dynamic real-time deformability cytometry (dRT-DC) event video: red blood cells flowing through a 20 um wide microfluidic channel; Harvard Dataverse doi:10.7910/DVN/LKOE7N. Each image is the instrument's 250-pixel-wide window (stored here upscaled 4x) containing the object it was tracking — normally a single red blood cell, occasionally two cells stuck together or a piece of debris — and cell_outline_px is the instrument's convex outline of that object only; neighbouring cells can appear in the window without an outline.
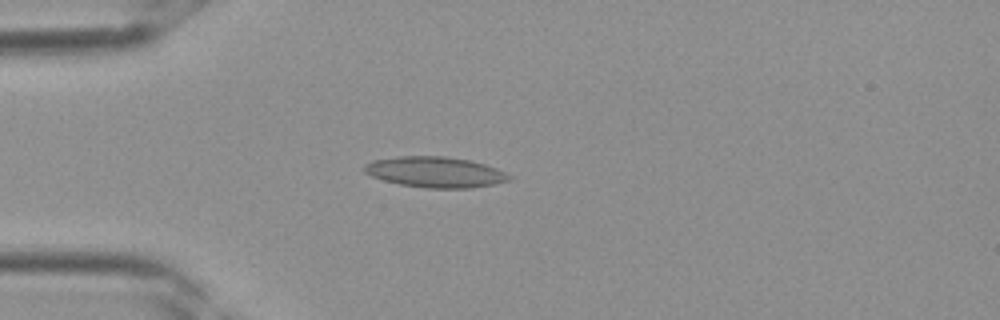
{"species": "Egyptian fruit bat (a non-hibernating species)", "species_latin": "Rousettus aegyptiacus", "temperature_condition": "room temperature", "stored_images_in_passage": 33, "camera_frame_rate_fps": 3000, "um_per_image_px": 0.085, "frame": {"image": 1, "passage_image": 9, "time_ms": 2.667, "image_size_px": [1000, 320], "cell_outline_px": [[512, 176], [508, 180], [496, 184], [472, 188], [424, 188], [400, 184], [384, 180], [372, 176], [364, 172], [360, 168], [364, 164], [372, 160], [400, 156], [444, 156], [468, 160], [484, 164], [496, 168]], "centroid_in_image_um": [36.95, 14.63], "position_along_channel_um": 48.0, "area_um2": 25.95}}
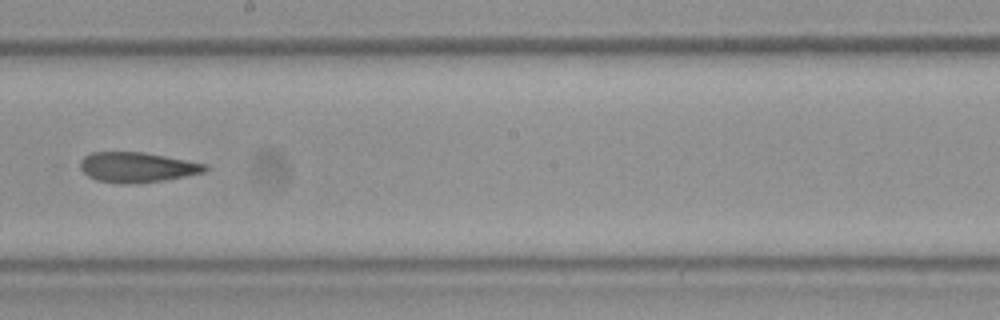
{"frame": {"image": 2, "passage_image": 20, "time_ms": 6.333, "image_size_px": [1000, 320], "cell_outline_px": [[208, 168], [204, 172], [164, 180], [136, 184], [96, 180], [88, 176], [72, 164], [84, 156], [92, 152], [144, 152], [188, 160], [208, 164]], "centroid_in_image_um": [11.57, 14.2], "position_along_channel_um": 236.6, "area_um2": 22.25}}
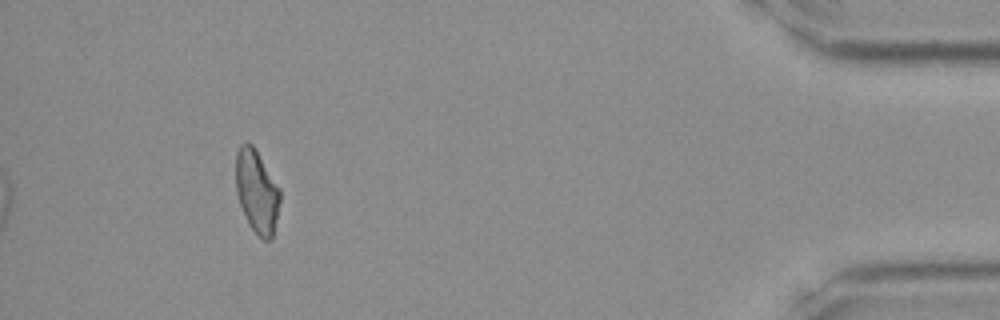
{"frame": {"image": 3, "passage_image": 33, "time_ms": 10.667, "image_size_px": [1000, 320], "cell_outline_px": [[280, 200], [272, 236], [268, 240], [264, 240], [252, 228], [240, 204], [236, 192], [236, 152], [240, 144], [248, 140], [256, 148], [280, 188]], "centroid_in_image_um": [21.82, 16.17], "position_along_channel_um": 413.4, "area_um2": 21.21}}